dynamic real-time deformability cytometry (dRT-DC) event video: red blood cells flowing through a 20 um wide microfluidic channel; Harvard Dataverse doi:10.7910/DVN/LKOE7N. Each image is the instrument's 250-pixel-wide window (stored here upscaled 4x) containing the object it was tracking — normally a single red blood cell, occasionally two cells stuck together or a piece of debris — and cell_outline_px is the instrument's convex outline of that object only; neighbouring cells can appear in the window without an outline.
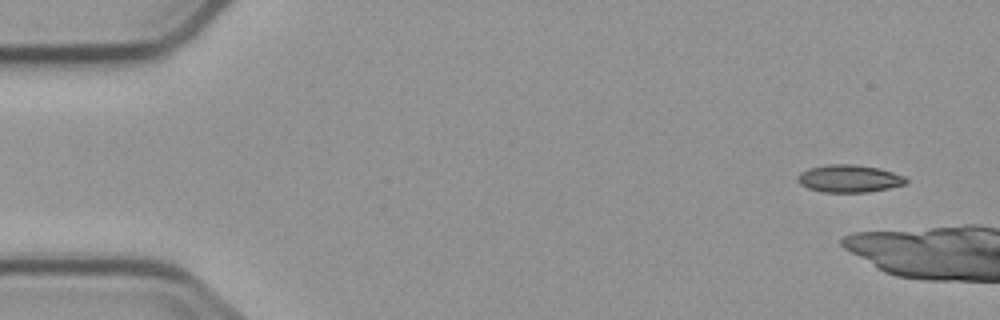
{"species": "common noctule bat (a hibernating species)", "species_latin": "Nyctalus noctula", "temperature_condition": "cold", "stored_images_in_passage": 2, "camera_frame_rate_fps": 3000, "um_per_image_px": 0.085, "animal": {"sex": "male", "body_mass_g": 23.1, "forearm_length_mm": 52.7}, "frame": {"image": 1, "passage_image": 2, "time_ms": 2.0, "image_size_px": [1000, 320], "cell_outline_px": [[908, 180], [904, 184], [888, 188], [868, 192], [824, 192], [808, 188], [800, 184], [796, 180], [796, 176], [800, 172], [808, 168], [828, 164], [852, 164], [880, 168], [904, 176]], "centroid_in_image_um": [72.13, 15.17], "position_along_channel_um": 12.9, "area_um2": 17.4}}